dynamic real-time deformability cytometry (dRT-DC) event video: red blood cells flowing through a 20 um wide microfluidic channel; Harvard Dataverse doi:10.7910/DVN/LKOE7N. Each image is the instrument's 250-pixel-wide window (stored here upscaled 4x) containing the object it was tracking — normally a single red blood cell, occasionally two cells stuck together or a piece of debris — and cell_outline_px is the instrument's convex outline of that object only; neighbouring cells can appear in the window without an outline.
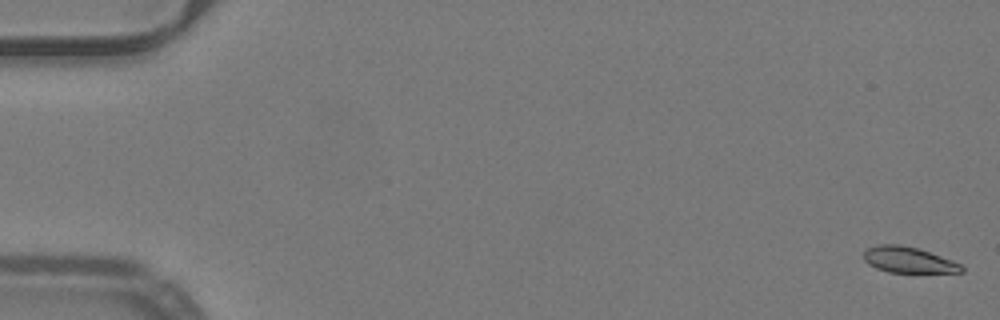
{"species": "common noctule bat (a hibernating species)", "species_latin": "Nyctalus noctula", "temperature_condition": "warm", "stored_images_in_passage": 52, "camera_frame_rate_fps": 3000, "um_per_image_px": 0.085, "animal": {"sex": "male", "body_mass_g": 19.2, "forearm_length_mm": 51.8}, "frame": {"image": 1, "passage_image": 1, "time_ms": 0.0, "image_size_px": [1000, 320], "cell_outline_px": [[964, 272], [888, 272], [876, 268], [868, 264], [864, 260], [864, 252], [868, 248], [876, 244], [900, 244], [916, 248], [952, 260], [960, 264], [964, 268]], "centroid_in_image_um": [77.18, 22.08], "position_along_channel_um": 7.8, "area_um2": 14.62}}
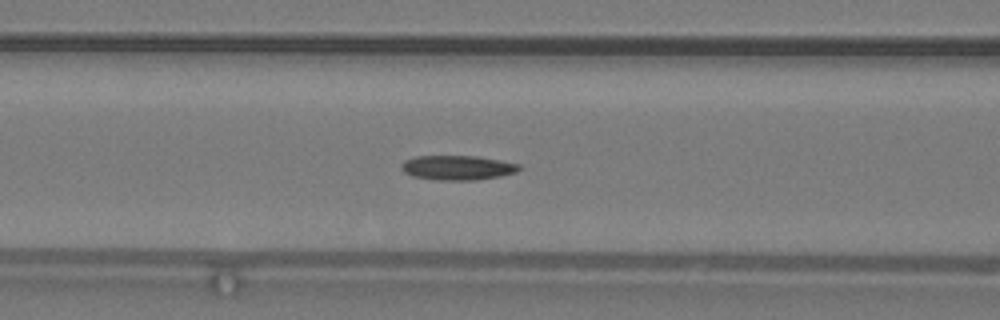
{"frame": {"image": 2, "passage_image": 22, "time_ms": 7.0, "image_size_px": [1000, 320], "cell_outline_px": [[520, 168], [516, 172], [500, 176], [476, 180], [436, 180], [412, 176], [404, 172], [400, 168], [400, 164], [404, 160], [416, 156], [476, 156], [500, 160], [520, 164]], "centroid_in_image_um": [38.85, 14.25], "position_along_channel_um": 127.7, "area_um2": 16.94}}
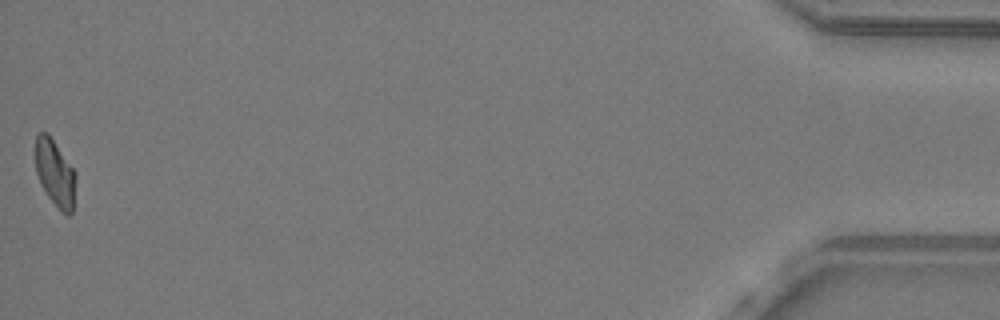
{"frame": {"image": 3, "passage_image": 52, "time_ms": 17.0, "image_size_px": [1000, 320], "cell_outline_px": [[76, 180], [72, 212], [68, 216], [60, 212], [48, 196], [40, 184], [36, 172], [36, 136], [40, 132], [48, 132], [76, 172]], "centroid_in_image_um": [4.69, 14.73], "position_along_channel_um": 430.5, "area_um2": 15.78}, "authors_computed_cell_mechanics": {"area_um2": 16.2129, "velocity_mm_per_s": 4.0084, "shape_relaxation_time_tau1_ms": 6.246, "shape_relaxation_time_tau2_ms": 10.7127, "deformation_change_tau1": 0.1742, "deformation_change_tau2": 0.1806}}